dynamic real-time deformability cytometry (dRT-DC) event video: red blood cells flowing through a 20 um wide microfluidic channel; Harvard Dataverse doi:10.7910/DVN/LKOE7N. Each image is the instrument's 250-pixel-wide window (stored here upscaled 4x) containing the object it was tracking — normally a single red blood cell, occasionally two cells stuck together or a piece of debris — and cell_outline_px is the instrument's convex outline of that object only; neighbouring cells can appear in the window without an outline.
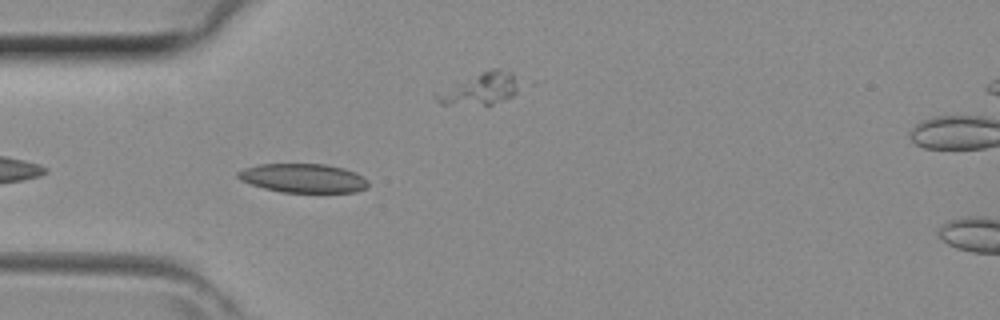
{"species": "common noctule bat (a hibernating species)", "species_latin": "Nyctalus noctula", "temperature_condition": "room temperature", "stored_images_in_passage": 33, "camera_frame_rate_fps": 3000, "um_per_image_px": 0.085, "animal": {"sex": "female", "body_mass_g": 29.2, "forearm_length_mm": 56.3}, "frame": {"image": 1, "passage_image": 2, "time_ms": 0.333, "image_size_px": [1000, 320], "cell_outline_px": [[368, 188], [356, 192], [280, 192], [264, 188], [240, 180], [236, 176], [236, 172], [244, 168], [260, 164], [324, 164], [344, 168], [356, 172], [364, 176], [368, 180]], "centroid_in_image_um": [25.8, 15.14], "position_along_channel_um": 59.2, "area_um2": 22.14}}
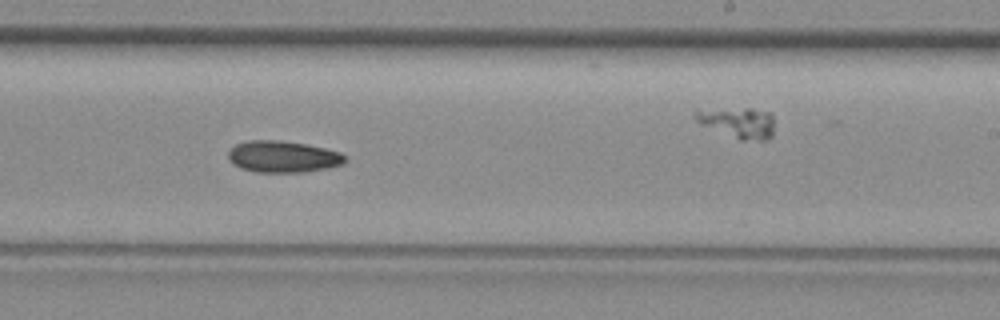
{"frame": {"image": 2, "passage_image": 15, "time_ms": 4.667, "image_size_px": [1000, 320], "cell_outline_px": [[348, 160], [344, 164], [328, 168], [304, 172], [256, 172], [240, 168], [228, 156], [228, 152], [236, 144], [248, 140], [276, 140], [304, 144], [324, 148], [340, 152]], "centroid_in_image_um": [24.08, 13.32], "position_along_channel_um": 264.9, "area_um2": 21.33}}
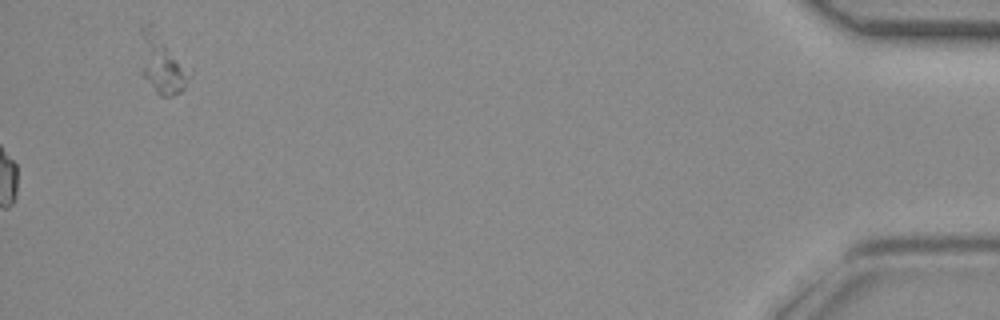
{"frame": {"image": 3, "passage_image": 33, "time_ms": 10.667, "image_size_px": [1000, 320], "cell_outline_px": [[184, 88], [180, 92], [172, 96], [160, 96], [156, 92], [144, 76], [140, 32], [140, 28], [148, 24], [152, 24], [180, 68], [184, 84]], "centroid_in_image_um": [13.57, 5.43], "position_along_channel_um": 421.6, "area_um2": 14.22}}